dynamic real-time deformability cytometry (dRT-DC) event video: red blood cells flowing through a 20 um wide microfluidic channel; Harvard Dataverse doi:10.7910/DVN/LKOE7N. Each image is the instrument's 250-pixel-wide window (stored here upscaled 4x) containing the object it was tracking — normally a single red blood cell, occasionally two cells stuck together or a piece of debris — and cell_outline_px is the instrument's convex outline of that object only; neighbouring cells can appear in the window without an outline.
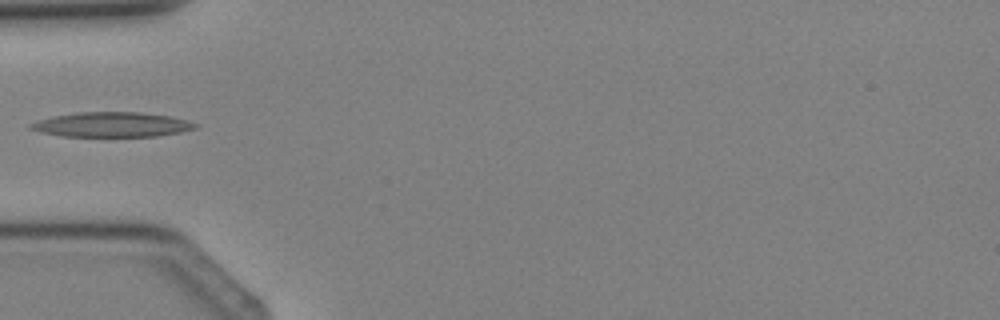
{"species": "Egyptian fruit bat (a non-hibernating species)", "species_latin": "Rousettus aegyptiacus", "temperature_condition": "cold", "stored_images_in_passage": 3, "camera_frame_rate_fps": 3000, "um_per_image_px": 0.085, "animal": {"sex": "female"}, "frame": {"image": 1, "passage_image": 3, "time_ms": 2.667, "image_size_px": [1000, 320], "cell_outline_px": [[200, 124], [196, 128], [180, 132], [156, 136], [60, 136], [40, 132], [28, 128], [28, 124], [52, 116], [76, 112], [140, 112], [172, 116], [188, 120]], "centroid_in_image_um": [9.52, 10.58], "position_along_channel_um": 75.5, "area_um2": 23.93}}